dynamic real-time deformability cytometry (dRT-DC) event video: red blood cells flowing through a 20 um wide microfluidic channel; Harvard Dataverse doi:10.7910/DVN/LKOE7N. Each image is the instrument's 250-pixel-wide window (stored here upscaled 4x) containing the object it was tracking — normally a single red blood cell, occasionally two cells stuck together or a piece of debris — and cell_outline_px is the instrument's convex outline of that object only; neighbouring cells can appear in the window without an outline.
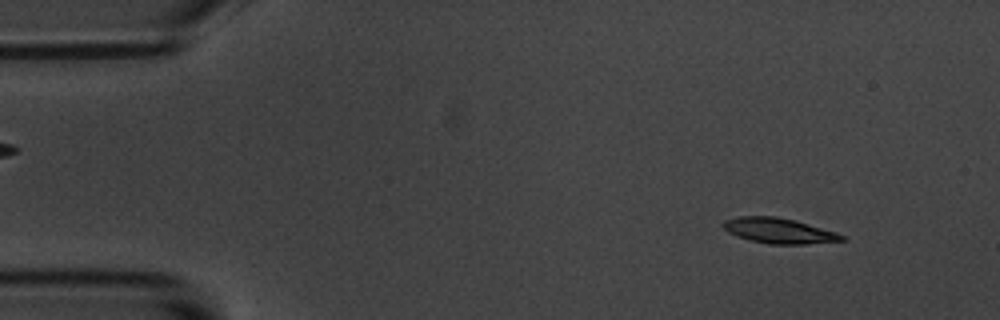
{"species": "common noctule bat (a hibernating species)", "species_latin": "Nyctalus noctula", "temperature_condition": "room temperature", "stored_images_in_passage": 5, "camera_frame_rate_fps": 3000, "um_per_image_px": 0.085, "animal": {"sex": "male", "body_mass_g": 20.1, "forearm_length_mm": 53.5}, "frame": {"image": 1, "passage_image": 1, "time_ms": 0.0, "image_size_px": [1000, 320], "cell_outline_px": [[848, 240], [804, 244], [768, 244], [736, 236], [728, 232], [720, 224], [724, 220], [740, 216], [776, 216], [796, 220], [836, 232], [848, 236]], "centroid_in_image_um": [66.24, 19.6], "position_along_channel_um": 18.8, "area_um2": 17.69}}
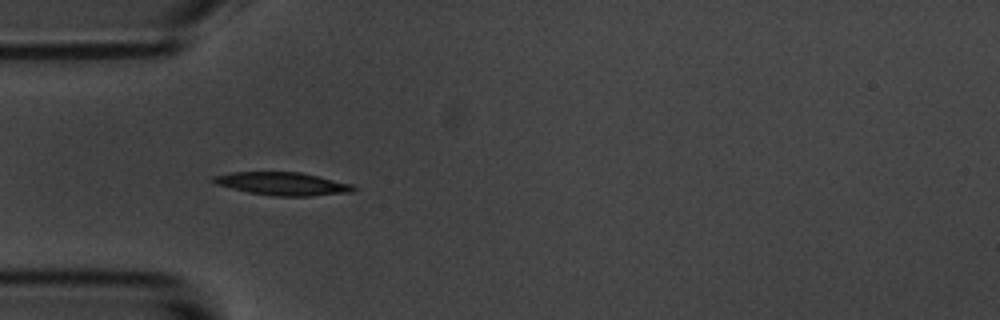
{"frame": {"image": 2, "passage_image": 4, "time_ms": 3.667, "image_size_px": [1000, 320], "cell_outline_px": [[356, 188], [352, 192], [312, 196], [272, 196], [248, 192], [216, 184], [212, 180], [212, 176], [232, 172], [300, 172], [352, 184]], "centroid_in_image_um": [24.01, 15.62], "position_along_channel_um": 61.0, "area_um2": 18.67}}